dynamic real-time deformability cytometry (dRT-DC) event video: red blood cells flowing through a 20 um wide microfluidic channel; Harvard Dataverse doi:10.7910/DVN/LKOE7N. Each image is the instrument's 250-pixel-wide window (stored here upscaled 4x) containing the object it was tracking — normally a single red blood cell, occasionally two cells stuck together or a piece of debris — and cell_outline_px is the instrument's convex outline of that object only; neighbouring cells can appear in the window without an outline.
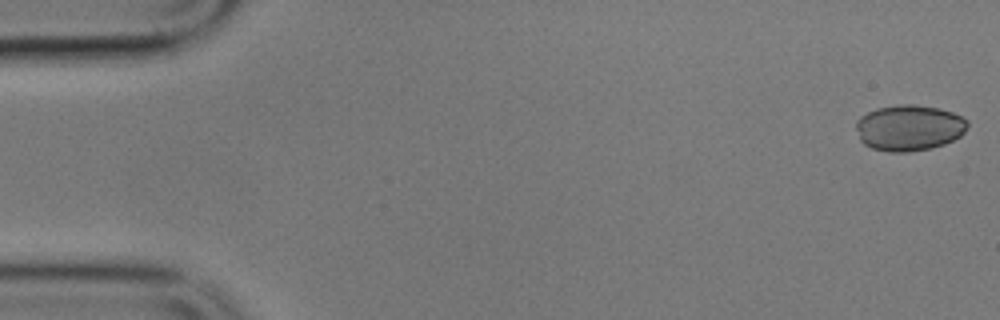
{"species": "common noctule bat (a hibernating species)", "species_latin": "Nyctalus noctula", "temperature_condition": "cold", "stored_images_in_passage": 56, "camera_frame_rate_fps": 3000, "um_per_image_px": 0.085, "animal": {"sex": "male", "body_mass_g": 17.9}, "frame": {"image": 1, "passage_image": 1, "time_ms": 0.0, "image_size_px": [1000, 320], "cell_outline_px": [[968, 124], [964, 132], [960, 136], [944, 144], [932, 148], [908, 152], [888, 152], [872, 148], [864, 144], [860, 140], [856, 128], [856, 120], [860, 116], [876, 108], [896, 104], [916, 104], [940, 108], [952, 112], [968, 120]], "centroid_in_image_um": [77.26, 10.85], "position_along_channel_um": 7.7, "area_um2": 30.11}}
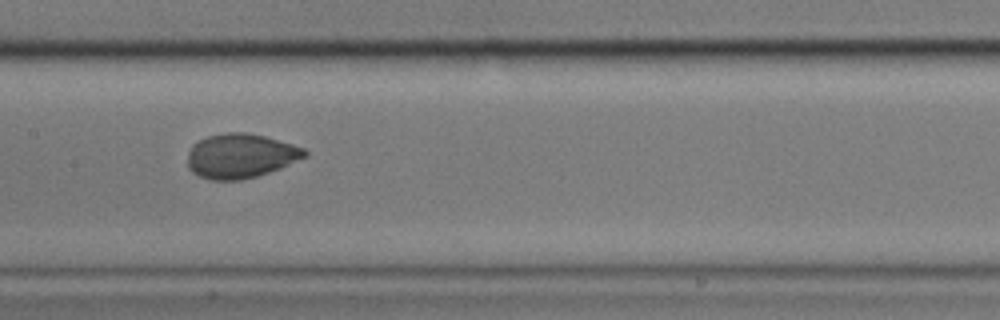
{"frame": {"image": 2, "passage_image": 27, "time_ms": 8.667, "image_size_px": [1000, 320], "cell_outline_px": [[308, 156], [280, 168], [256, 176], [240, 180], [212, 180], [200, 176], [192, 172], [188, 168], [188, 152], [192, 144], [208, 136], [228, 132], [244, 132], [264, 136], [292, 144], [304, 148], [308, 152]], "centroid_in_image_um": [20.45, 13.25], "position_along_channel_um": 187.0, "area_um2": 30.23}}
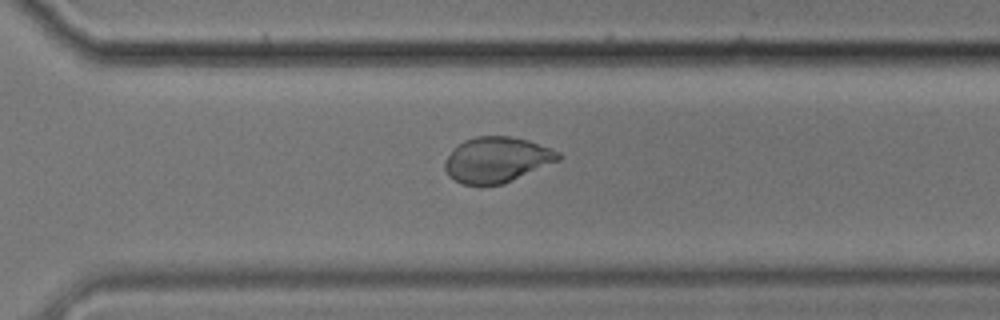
{"frame": {"image": 3, "passage_image": 39, "time_ms": 12.667, "image_size_px": [1000, 320], "cell_outline_px": [[560, 160], [504, 184], [464, 184], [448, 176], [444, 168], [444, 160], [464, 140], [476, 136], [508, 136], [528, 140], [552, 148], [560, 152]], "centroid_in_image_um": [42.25, 13.57], "position_along_channel_um": 328.3, "area_um2": 29.88}}